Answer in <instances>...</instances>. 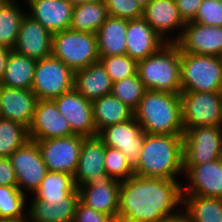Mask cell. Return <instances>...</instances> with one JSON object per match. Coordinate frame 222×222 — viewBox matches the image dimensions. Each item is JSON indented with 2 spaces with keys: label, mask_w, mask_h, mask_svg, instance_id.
<instances>
[{
  "label": "cell",
  "mask_w": 222,
  "mask_h": 222,
  "mask_svg": "<svg viewBox=\"0 0 222 222\" xmlns=\"http://www.w3.org/2000/svg\"><path fill=\"white\" fill-rule=\"evenodd\" d=\"M192 22L222 27V1L203 0Z\"/></svg>",
  "instance_id": "f35d334b"
},
{
  "label": "cell",
  "mask_w": 222,
  "mask_h": 222,
  "mask_svg": "<svg viewBox=\"0 0 222 222\" xmlns=\"http://www.w3.org/2000/svg\"><path fill=\"white\" fill-rule=\"evenodd\" d=\"M184 131L197 126H222V92L181 91Z\"/></svg>",
  "instance_id": "52a82bcc"
},
{
  "label": "cell",
  "mask_w": 222,
  "mask_h": 222,
  "mask_svg": "<svg viewBox=\"0 0 222 222\" xmlns=\"http://www.w3.org/2000/svg\"><path fill=\"white\" fill-rule=\"evenodd\" d=\"M72 2H80V1H85V0H71Z\"/></svg>",
  "instance_id": "7dc6e473"
},
{
  "label": "cell",
  "mask_w": 222,
  "mask_h": 222,
  "mask_svg": "<svg viewBox=\"0 0 222 222\" xmlns=\"http://www.w3.org/2000/svg\"><path fill=\"white\" fill-rule=\"evenodd\" d=\"M182 206L191 222H222V198L183 195Z\"/></svg>",
  "instance_id": "f546056e"
},
{
  "label": "cell",
  "mask_w": 222,
  "mask_h": 222,
  "mask_svg": "<svg viewBox=\"0 0 222 222\" xmlns=\"http://www.w3.org/2000/svg\"><path fill=\"white\" fill-rule=\"evenodd\" d=\"M37 97L31 89L0 87V117L16 121L29 127L37 103Z\"/></svg>",
  "instance_id": "44dd1931"
},
{
  "label": "cell",
  "mask_w": 222,
  "mask_h": 222,
  "mask_svg": "<svg viewBox=\"0 0 222 222\" xmlns=\"http://www.w3.org/2000/svg\"><path fill=\"white\" fill-rule=\"evenodd\" d=\"M108 16L104 0L75 2L70 29L86 33H96Z\"/></svg>",
  "instance_id": "4316f807"
},
{
  "label": "cell",
  "mask_w": 222,
  "mask_h": 222,
  "mask_svg": "<svg viewBox=\"0 0 222 222\" xmlns=\"http://www.w3.org/2000/svg\"><path fill=\"white\" fill-rule=\"evenodd\" d=\"M120 183L121 181L112 179L106 173L99 174L77 187L80 202L111 216L117 222Z\"/></svg>",
  "instance_id": "7c38bea8"
},
{
  "label": "cell",
  "mask_w": 222,
  "mask_h": 222,
  "mask_svg": "<svg viewBox=\"0 0 222 222\" xmlns=\"http://www.w3.org/2000/svg\"><path fill=\"white\" fill-rule=\"evenodd\" d=\"M146 89L138 73L112 84L111 94L129 107L133 112L137 109Z\"/></svg>",
  "instance_id": "e575fe53"
},
{
  "label": "cell",
  "mask_w": 222,
  "mask_h": 222,
  "mask_svg": "<svg viewBox=\"0 0 222 222\" xmlns=\"http://www.w3.org/2000/svg\"><path fill=\"white\" fill-rule=\"evenodd\" d=\"M60 113L66 118L74 135L97 136L93 120L92 102L74 88L53 99Z\"/></svg>",
  "instance_id": "5bb4252c"
},
{
  "label": "cell",
  "mask_w": 222,
  "mask_h": 222,
  "mask_svg": "<svg viewBox=\"0 0 222 222\" xmlns=\"http://www.w3.org/2000/svg\"><path fill=\"white\" fill-rule=\"evenodd\" d=\"M112 83L128 78L137 73V61L128 55L99 56Z\"/></svg>",
  "instance_id": "d590c367"
},
{
  "label": "cell",
  "mask_w": 222,
  "mask_h": 222,
  "mask_svg": "<svg viewBox=\"0 0 222 222\" xmlns=\"http://www.w3.org/2000/svg\"><path fill=\"white\" fill-rule=\"evenodd\" d=\"M112 81L100 61L74 71V89L85 99L93 102L111 94Z\"/></svg>",
  "instance_id": "d4e9b609"
},
{
  "label": "cell",
  "mask_w": 222,
  "mask_h": 222,
  "mask_svg": "<svg viewBox=\"0 0 222 222\" xmlns=\"http://www.w3.org/2000/svg\"><path fill=\"white\" fill-rule=\"evenodd\" d=\"M53 34L25 14L22 18L13 50L35 60L51 55Z\"/></svg>",
  "instance_id": "ac0fdd59"
},
{
  "label": "cell",
  "mask_w": 222,
  "mask_h": 222,
  "mask_svg": "<svg viewBox=\"0 0 222 222\" xmlns=\"http://www.w3.org/2000/svg\"><path fill=\"white\" fill-rule=\"evenodd\" d=\"M27 10L20 9L17 0L0 4V45L13 49L16 45L19 26Z\"/></svg>",
  "instance_id": "1f68e13d"
},
{
  "label": "cell",
  "mask_w": 222,
  "mask_h": 222,
  "mask_svg": "<svg viewBox=\"0 0 222 222\" xmlns=\"http://www.w3.org/2000/svg\"><path fill=\"white\" fill-rule=\"evenodd\" d=\"M133 113L147 134H184L180 94L146 90Z\"/></svg>",
  "instance_id": "3957f363"
},
{
  "label": "cell",
  "mask_w": 222,
  "mask_h": 222,
  "mask_svg": "<svg viewBox=\"0 0 222 222\" xmlns=\"http://www.w3.org/2000/svg\"><path fill=\"white\" fill-rule=\"evenodd\" d=\"M146 22L166 41L177 42L184 31L186 23L179 13V9L175 0H151L143 9V16ZM180 31V34L169 39V33L175 30ZM169 32V33H168ZM168 33V34H166Z\"/></svg>",
  "instance_id": "ffe728a7"
},
{
  "label": "cell",
  "mask_w": 222,
  "mask_h": 222,
  "mask_svg": "<svg viewBox=\"0 0 222 222\" xmlns=\"http://www.w3.org/2000/svg\"><path fill=\"white\" fill-rule=\"evenodd\" d=\"M74 88V71L50 55L37 60L31 90L38 100H53Z\"/></svg>",
  "instance_id": "ba28073f"
},
{
  "label": "cell",
  "mask_w": 222,
  "mask_h": 222,
  "mask_svg": "<svg viewBox=\"0 0 222 222\" xmlns=\"http://www.w3.org/2000/svg\"><path fill=\"white\" fill-rule=\"evenodd\" d=\"M176 43L186 53L222 57V27L188 22Z\"/></svg>",
  "instance_id": "2e32d148"
},
{
  "label": "cell",
  "mask_w": 222,
  "mask_h": 222,
  "mask_svg": "<svg viewBox=\"0 0 222 222\" xmlns=\"http://www.w3.org/2000/svg\"><path fill=\"white\" fill-rule=\"evenodd\" d=\"M105 147L98 137H85L80 150V157L74 182L76 187L86 184L99 174H105Z\"/></svg>",
  "instance_id": "cb8c5ba5"
},
{
  "label": "cell",
  "mask_w": 222,
  "mask_h": 222,
  "mask_svg": "<svg viewBox=\"0 0 222 222\" xmlns=\"http://www.w3.org/2000/svg\"><path fill=\"white\" fill-rule=\"evenodd\" d=\"M160 222H191V220L189 216L182 209L177 214L163 218Z\"/></svg>",
  "instance_id": "ee69618b"
},
{
  "label": "cell",
  "mask_w": 222,
  "mask_h": 222,
  "mask_svg": "<svg viewBox=\"0 0 222 222\" xmlns=\"http://www.w3.org/2000/svg\"><path fill=\"white\" fill-rule=\"evenodd\" d=\"M179 174H184L183 134L146 133L134 175L176 180Z\"/></svg>",
  "instance_id": "7a4b0ae2"
},
{
  "label": "cell",
  "mask_w": 222,
  "mask_h": 222,
  "mask_svg": "<svg viewBox=\"0 0 222 222\" xmlns=\"http://www.w3.org/2000/svg\"><path fill=\"white\" fill-rule=\"evenodd\" d=\"M72 222H116L111 216L79 202Z\"/></svg>",
  "instance_id": "ab89813d"
},
{
  "label": "cell",
  "mask_w": 222,
  "mask_h": 222,
  "mask_svg": "<svg viewBox=\"0 0 222 222\" xmlns=\"http://www.w3.org/2000/svg\"><path fill=\"white\" fill-rule=\"evenodd\" d=\"M8 47L0 45V81L4 75V71L6 68L7 60L9 58L10 51Z\"/></svg>",
  "instance_id": "7bdbcfd3"
},
{
  "label": "cell",
  "mask_w": 222,
  "mask_h": 222,
  "mask_svg": "<svg viewBox=\"0 0 222 222\" xmlns=\"http://www.w3.org/2000/svg\"><path fill=\"white\" fill-rule=\"evenodd\" d=\"M222 158V126H197L183 134V166Z\"/></svg>",
  "instance_id": "9c48e42d"
},
{
  "label": "cell",
  "mask_w": 222,
  "mask_h": 222,
  "mask_svg": "<svg viewBox=\"0 0 222 222\" xmlns=\"http://www.w3.org/2000/svg\"><path fill=\"white\" fill-rule=\"evenodd\" d=\"M92 112L97 135L105 127L123 123L134 116L133 111L112 94L94 100Z\"/></svg>",
  "instance_id": "83f0119b"
},
{
  "label": "cell",
  "mask_w": 222,
  "mask_h": 222,
  "mask_svg": "<svg viewBox=\"0 0 222 222\" xmlns=\"http://www.w3.org/2000/svg\"><path fill=\"white\" fill-rule=\"evenodd\" d=\"M128 20L108 16L96 32L99 56L126 55Z\"/></svg>",
  "instance_id": "484cf974"
},
{
  "label": "cell",
  "mask_w": 222,
  "mask_h": 222,
  "mask_svg": "<svg viewBox=\"0 0 222 222\" xmlns=\"http://www.w3.org/2000/svg\"><path fill=\"white\" fill-rule=\"evenodd\" d=\"M28 140L27 127L0 117V157H9Z\"/></svg>",
  "instance_id": "836d02e7"
},
{
  "label": "cell",
  "mask_w": 222,
  "mask_h": 222,
  "mask_svg": "<svg viewBox=\"0 0 222 222\" xmlns=\"http://www.w3.org/2000/svg\"><path fill=\"white\" fill-rule=\"evenodd\" d=\"M0 186H17L15 169L8 157H0Z\"/></svg>",
  "instance_id": "b9f144b4"
},
{
  "label": "cell",
  "mask_w": 222,
  "mask_h": 222,
  "mask_svg": "<svg viewBox=\"0 0 222 222\" xmlns=\"http://www.w3.org/2000/svg\"><path fill=\"white\" fill-rule=\"evenodd\" d=\"M84 138L80 135H72L34 141L39 147L47 170L74 176Z\"/></svg>",
  "instance_id": "30bf717a"
},
{
  "label": "cell",
  "mask_w": 222,
  "mask_h": 222,
  "mask_svg": "<svg viewBox=\"0 0 222 222\" xmlns=\"http://www.w3.org/2000/svg\"><path fill=\"white\" fill-rule=\"evenodd\" d=\"M182 184L136 175L121 181L117 222H160L177 214L183 208Z\"/></svg>",
  "instance_id": "6da1fadb"
},
{
  "label": "cell",
  "mask_w": 222,
  "mask_h": 222,
  "mask_svg": "<svg viewBox=\"0 0 222 222\" xmlns=\"http://www.w3.org/2000/svg\"><path fill=\"white\" fill-rule=\"evenodd\" d=\"M36 64L37 60L19 54L12 49L0 84L18 89H31Z\"/></svg>",
  "instance_id": "f1b7e54d"
},
{
  "label": "cell",
  "mask_w": 222,
  "mask_h": 222,
  "mask_svg": "<svg viewBox=\"0 0 222 222\" xmlns=\"http://www.w3.org/2000/svg\"><path fill=\"white\" fill-rule=\"evenodd\" d=\"M27 211V222H72L80 202L78 189L70 193L65 199L56 201L30 200Z\"/></svg>",
  "instance_id": "603a6c76"
},
{
  "label": "cell",
  "mask_w": 222,
  "mask_h": 222,
  "mask_svg": "<svg viewBox=\"0 0 222 222\" xmlns=\"http://www.w3.org/2000/svg\"><path fill=\"white\" fill-rule=\"evenodd\" d=\"M26 195L17 186H0V220L27 221Z\"/></svg>",
  "instance_id": "d6a6232c"
},
{
  "label": "cell",
  "mask_w": 222,
  "mask_h": 222,
  "mask_svg": "<svg viewBox=\"0 0 222 222\" xmlns=\"http://www.w3.org/2000/svg\"><path fill=\"white\" fill-rule=\"evenodd\" d=\"M105 172L112 179L123 181L134 175V169L127 162L124 154L109 146L105 147Z\"/></svg>",
  "instance_id": "8d00e7d4"
},
{
  "label": "cell",
  "mask_w": 222,
  "mask_h": 222,
  "mask_svg": "<svg viewBox=\"0 0 222 222\" xmlns=\"http://www.w3.org/2000/svg\"><path fill=\"white\" fill-rule=\"evenodd\" d=\"M0 222H27V221L0 220Z\"/></svg>",
  "instance_id": "bcb514c9"
},
{
  "label": "cell",
  "mask_w": 222,
  "mask_h": 222,
  "mask_svg": "<svg viewBox=\"0 0 222 222\" xmlns=\"http://www.w3.org/2000/svg\"><path fill=\"white\" fill-rule=\"evenodd\" d=\"M74 135L69 122L60 113L54 100H37L32 122L28 127L31 140H45Z\"/></svg>",
  "instance_id": "9a60e30c"
},
{
  "label": "cell",
  "mask_w": 222,
  "mask_h": 222,
  "mask_svg": "<svg viewBox=\"0 0 222 222\" xmlns=\"http://www.w3.org/2000/svg\"><path fill=\"white\" fill-rule=\"evenodd\" d=\"M51 55L61 60L73 71L99 61L96 33L72 29L53 34Z\"/></svg>",
  "instance_id": "8992f818"
},
{
  "label": "cell",
  "mask_w": 222,
  "mask_h": 222,
  "mask_svg": "<svg viewBox=\"0 0 222 222\" xmlns=\"http://www.w3.org/2000/svg\"><path fill=\"white\" fill-rule=\"evenodd\" d=\"M8 158L15 169L17 188L32 195L48 171L36 141L29 139Z\"/></svg>",
  "instance_id": "8fae6325"
},
{
  "label": "cell",
  "mask_w": 222,
  "mask_h": 222,
  "mask_svg": "<svg viewBox=\"0 0 222 222\" xmlns=\"http://www.w3.org/2000/svg\"><path fill=\"white\" fill-rule=\"evenodd\" d=\"M76 189L73 175L48 170L32 196L37 201H56L65 199Z\"/></svg>",
  "instance_id": "4dcf8cb0"
},
{
  "label": "cell",
  "mask_w": 222,
  "mask_h": 222,
  "mask_svg": "<svg viewBox=\"0 0 222 222\" xmlns=\"http://www.w3.org/2000/svg\"><path fill=\"white\" fill-rule=\"evenodd\" d=\"M137 73L146 90L181 93V49L167 42L157 52L137 62Z\"/></svg>",
  "instance_id": "277c9868"
},
{
  "label": "cell",
  "mask_w": 222,
  "mask_h": 222,
  "mask_svg": "<svg viewBox=\"0 0 222 222\" xmlns=\"http://www.w3.org/2000/svg\"><path fill=\"white\" fill-rule=\"evenodd\" d=\"M180 16L185 23L192 22L203 0H175Z\"/></svg>",
  "instance_id": "60d3db41"
},
{
  "label": "cell",
  "mask_w": 222,
  "mask_h": 222,
  "mask_svg": "<svg viewBox=\"0 0 222 222\" xmlns=\"http://www.w3.org/2000/svg\"><path fill=\"white\" fill-rule=\"evenodd\" d=\"M26 14L54 34L70 28L74 2L71 0H26Z\"/></svg>",
  "instance_id": "d6986e66"
},
{
  "label": "cell",
  "mask_w": 222,
  "mask_h": 222,
  "mask_svg": "<svg viewBox=\"0 0 222 222\" xmlns=\"http://www.w3.org/2000/svg\"><path fill=\"white\" fill-rule=\"evenodd\" d=\"M109 16L127 20L143 16V8L135 0H104Z\"/></svg>",
  "instance_id": "74e56055"
},
{
  "label": "cell",
  "mask_w": 222,
  "mask_h": 222,
  "mask_svg": "<svg viewBox=\"0 0 222 222\" xmlns=\"http://www.w3.org/2000/svg\"><path fill=\"white\" fill-rule=\"evenodd\" d=\"M181 91L222 92V57L181 50Z\"/></svg>",
  "instance_id": "5b68a950"
},
{
  "label": "cell",
  "mask_w": 222,
  "mask_h": 222,
  "mask_svg": "<svg viewBox=\"0 0 222 222\" xmlns=\"http://www.w3.org/2000/svg\"><path fill=\"white\" fill-rule=\"evenodd\" d=\"M97 136L106 146L119 149L133 169L137 166L146 132L134 116L123 123L105 127Z\"/></svg>",
  "instance_id": "4fadbf2b"
},
{
  "label": "cell",
  "mask_w": 222,
  "mask_h": 222,
  "mask_svg": "<svg viewBox=\"0 0 222 222\" xmlns=\"http://www.w3.org/2000/svg\"><path fill=\"white\" fill-rule=\"evenodd\" d=\"M167 42L141 17L128 20L126 55L136 60L145 59Z\"/></svg>",
  "instance_id": "7402d4cb"
},
{
  "label": "cell",
  "mask_w": 222,
  "mask_h": 222,
  "mask_svg": "<svg viewBox=\"0 0 222 222\" xmlns=\"http://www.w3.org/2000/svg\"><path fill=\"white\" fill-rule=\"evenodd\" d=\"M138 4H140L142 6V8L144 9L148 3L151 1V0H135Z\"/></svg>",
  "instance_id": "f6af8a7d"
},
{
  "label": "cell",
  "mask_w": 222,
  "mask_h": 222,
  "mask_svg": "<svg viewBox=\"0 0 222 222\" xmlns=\"http://www.w3.org/2000/svg\"><path fill=\"white\" fill-rule=\"evenodd\" d=\"M183 170L189 182L182 186L183 195L222 198V158L201 165L183 166Z\"/></svg>",
  "instance_id": "e0dca14e"
},
{
  "label": "cell",
  "mask_w": 222,
  "mask_h": 222,
  "mask_svg": "<svg viewBox=\"0 0 222 222\" xmlns=\"http://www.w3.org/2000/svg\"><path fill=\"white\" fill-rule=\"evenodd\" d=\"M7 0H0V4L5 3Z\"/></svg>",
  "instance_id": "c3c4849f"
}]
</instances>
